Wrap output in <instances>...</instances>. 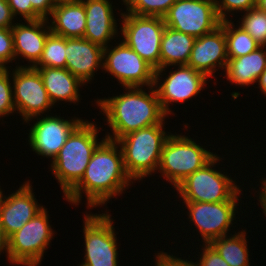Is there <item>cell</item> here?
<instances>
[{
	"instance_id": "obj_1",
	"label": "cell",
	"mask_w": 266,
	"mask_h": 266,
	"mask_svg": "<svg viewBox=\"0 0 266 266\" xmlns=\"http://www.w3.org/2000/svg\"><path fill=\"white\" fill-rule=\"evenodd\" d=\"M118 147L116 141L105 139L96 148L83 177L65 195L68 202L79 205L84 191L91 209L120 195L129 186L132 179L126 172L122 150H117Z\"/></svg>"
},
{
	"instance_id": "obj_2",
	"label": "cell",
	"mask_w": 266,
	"mask_h": 266,
	"mask_svg": "<svg viewBox=\"0 0 266 266\" xmlns=\"http://www.w3.org/2000/svg\"><path fill=\"white\" fill-rule=\"evenodd\" d=\"M151 86L150 94L140 87H125L128 92L109 99L97 100L98 106L106 115L114 137L108 133L106 139L117 141L126 134L163 124L167 117L160 105L156 90Z\"/></svg>"
},
{
	"instance_id": "obj_3",
	"label": "cell",
	"mask_w": 266,
	"mask_h": 266,
	"mask_svg": "<svg viewBox=\"0 0 266 266\" xmlns=\"http://www.w3.org/2000/svg\"><path fill=\"white\" fill-rule=\"evenodd\" d=\"M97 130L93 123L83 121L53 159L51 169L64 195L81 180L94 151L106 139L98 142Z\"/></svg>"
},
{
	"instance_id": "obj_4",
	"label": "cell",
	"mask_w": 266,
	"mask_h": 266,
	"mask_svg": "<svg viewBox=\"0 0 266 266\" xmlns=\"http://www.w3.org/2000/svg\"><path fill=\"white\" fill-rule=\"evenodd\" d=\"M162 127L163 124H155L116 141L121 146L124 167L132 180H141L158 170L162 148L169 136Z\"/></svg>"
},
{
	"instance_id": "obj_5",
	"label": "cell",
	"mask_w": 266,
	"mask_h": 266,
	"mask_svg": "<svg viewBox=\"0 0 266 266\" xmlns=\"http://www.w3.org/2000/svg\"><path fill=\"white\" fill-rule=\"evenodd\" d=\"M215 156L191 138L170 134L163 145L158 169L176 188L187 176L203 168Z\"/></svg>"
},
{
	"instance_id": "obj_6",
	"label": "cell",
	"mask_w": 266,
	"mask_h": 266,
	"mask_svg": "<svg viewBox=\"0 0 266 266\" xmlns=\"http://www.w3.org/2000/svg\"><path fill=\"white\" fill-rule=\"evenodd\" d=\"M220 157L217 155L203 168L187 176L176 190L184 202H212L238 200L240 190L227 175L214 170ZM213 168V169H212Z\"/></svg>"
},
{
	"instance_id": "obj_7",
	"label": "cell",
	"mask_w": 266,
	"mask_h": 266,
	"mask_svg": "<svg viewBox=\"0 0 266 266\" xmlns=\"http://www.w3.org/2000/svg\"><path fill=\"white\" fill-rule=\"evenodd\" d=\"M45 208L8 238L7 258L10 263L37 266L54 234Z\"/></svg>"
},
{
	"instance_id": "obj_8",
	"label": "cell",
	"mask_w": 266,
	"mask_h": 266,
	"mask_svg": "<svg viewBox=\"0 0 266 266\" xmlns=\"http://www.w3.org/2000/svg\"><path fill=\"white\" fill-rule=\"evenodd\" d=\"M121 16L123 41L154 70L159 69L161 39L166 27L163 17L132 13Z\"/></svg>"
},
{
	"instance_id": "obj_9",
	"label": "cell",
	"mask_w": 266,
	"mask_h": 266,
	"mask_svg": "<svg viewBox=\"0 0 266 266\" xmlns=\"http://www.w3.org/2000/svg\"><path fill=\"white\" fill-rule=\"evenodd\" d=\"M163 20L166 27L195 38L213 32L221 24L215 0H177Z\"/></svg>"
},
{
	"instance_id": "obj_10",
	"label": "cell",
	"mask_w": 266,
	"mask_h": 266,
	"mask_svg": "<svg viewBox=\"0 0 266 266\" xmlns=\"http://www.w3.org/2000/svg\"><path fill=\"white\" fill-rule=\"evenodd\" d=\"M110 214H87L84 221L85 261L80 266H118L117 243Z\"/></svg>"
},
{
	"instance_id": "obj_11",
	"label": "cell",
	"mask_w": 266,
	"mask_h": 266,
	"mask_svg": "<svg viewBox=\"0 0 266 266\" xmlns=\"http://www.w3.org/2000/svg\"><path fill=\"white\" fill-rule=\"evenodd\" d=\"M103 68L124 87L149 88L154 85L155 70L124 41L114 49L104 48Z\"/></svg>"
},
{
	"instance_id": "obj_12",
	"label": "cell",
	"mask_w": 266,
	"mask_h": 266,
	"mask_svg": "<svg viewBox=\"0 0 266 266\" xmlns=\"http://www.w3.org/2000/svg\"><path fill=\"white\" fill-rule=\"evenodd\" d=\"M15 109L28 122L53 106L39 72L33 67L18 66L13 71Z\"/></svg>"
},
{
	"instance_id": "obj_13",
	"label": "cell",
	"mask_w": 266,
	"mask_h": 266,
	"mask_svg": "<svg viewBox=\"0 0 266 266\" xmlns=\"http://www.w3.org/2000/svg\"><path fill=\"white\" fill-rule=\"evenodd\" d=\"M237 200L212 202H184L190 221L196 224L205 244L227 235L235 217Z\"/></svg>"
},
{
	"instance_id": "obj_14",
	"label": "cell",
	"mask_w": 266,
	"mask_h": 266,
	"mask_svg": "<svg viewBox=\"0 0 266 266\" xmlns=\"http://www.w3.org/2000/svg\"><path fill=\"white\" fill-rule=\"evenodd\" d=\"M37 122L31 126L29 143L38 155L55 158L70 134L83 122L80 119L64 120L57 116H37Z\"/></svg>"
},
{
	"instance_id": "obj_15",
	"label": "cell",
	"mask_w": 266,
	"mask_h": 266,
	"mask_svg": "<svg viewBox=\"0 0 266 266\" xmlns=\"http://www.w3.org/2000/svg\"><path fill=\"white\" fill-rule=\"evenodd\" d=\"M32 192L28 181L7 198L0 189V225L7 238L44 208L37 204Z\"/></svg>"
},
{
	"instance_id": "obj_16",
	"label": "cell",
	"mask_w": 266,
	"mask_h": 266,
	"mask_svg": "<svg viewBox=\"0 0 266 266\" xmlns=\"http://www.w3.org/2000/svg\"><path fill=\"white\" fill-rule=\"evenodd\" d=\"M208 77L188 65H179L171 71L164 82L157 87L156 93L164 114H171L170 102H184L200 93Z\"/></svg>"
},
{
	"instance_id": "obj_17",
	"label": "cell",
	"mask_w": 266,
	"mask_h": 266,
	"mask_svg": "<svg viewBox=\"0 0 266 266\" xmlns=\"http://www.w3.org/2000/svg\"><path fill=\"white\" fill-rule=\"evenodd\" d=\"M227 63L225 33L219 26L213 32L195 39L187 65L211 77L217 65L225 69Z\"/></svg>"
},
{
	"instance_id": "obj_18",
	"label": "cell",
	"mask_w": 266,
	"mask_h": 266,
	"mask_svg": "<svg viewBox=\"0 0 266 266\" xmlns=\"http://www.w3.org/2000/svg\"><path fill=\"white\" fill-rule=\"evenodd\" d=\"M66 69L83 83L103 67L104 48L85 38H66ZM100 65V66H99Z\"/></svg>"
},
{
	"instance_id": "obj_19",
	"label": "cell",
	"mask_w": 266,
	"mask_h": 266,
	"mask_svg": "<svg viewBox=\"0 0 266 266\" xmlns=\"http://www.w3.org/2000/svg\"><path fill=\"white\" fill-rule=\"evenodd\" d=\"M86 13L85 39L106 48L117 34V23L109 0H83Z\"/></svg>"
},
{
	"instance_id": "obj_20",
	"label": "cell",
	"mask_w": 266,
	"mask_h": 266,
	"mask_svg": "<svg viewBox=\"0 0 266 266\" xmlns=\"http://www.w3.org/2000/svg\"><path fill=\"white\" fill-rule=\"evenodd\" d=\"M47 20H27V25L17 23L11 28L15 57L23 56L32 63L25 67H34L41 58L46 38L51 33L50 26L45 27L49 23Z\"/></svg>"
},
{
	"instance_id": "obj_21",
	"label": "cell",
	"mask_w": 266,
	"mask_h": 266,
	"mask_svg": "<svg viewBox=\"0 0 266 266\" xmlns=\"http://www.w3.org/2000/svg\"><path fill=\"white\" fill-rule=\"evenodd\" d=\"M195 39L192 35L165 27L161 39L160 68L155 70L153 86L157 87L159 77L167 66L187 65Z\"/></svg>"
},
{
	"instance_id": "obj_22",
	"label": "cell",
	"mask_w": 266,
	"mask_h": 266,
	"mask_svg": "<svg viewBox=\"0 0 266 266\" xmlns=\"http://www.w3.org/2000/svg\"><path fill=\"white\" fill-rule=\"evenodd\" d=\"M33 68L39 72L53 105L59 100L74 103L80 100L78 88L84 83L72 75L66 68Z\"/></svg>"
},
{
	"instance_id": "obj_23",
	"label": "cell",
	"mask_w": 266,
	"mask_h": 266,
	"mask_svg": "<svg viewBox=\"0 0 266 266\" xmlns=\"http://www.w3.org/2000/svg\"><path fill=\"white\" fill-rule=\"evenodd\" d=\"M51 33L65 38H83L86 29V13L82 2L62 4L52 10Z\"/></svg>"
},
{
	"instance_id": "obj_24",
	"label": "cell",
	"mask_w": 266,
	"mask_h": 266,
	"mask_svg": "<svg viewBox=\"0 0 266 266\" xmlns=\"http://www.w3.org/2000/svg\"><path fill=\"white\" fill-rule=\"evenodd\" d=\"M263 48L265 46L241 57L228 58L225 68L227 79L241 86L254 84L266 68V51Z\"/></svg>"
},
{
	"instance_id": "obj_25",
	"label": "cell",
	"mask_w": 266,
	"mask_h": 266,
	"mask_svg": "<svg viewBox=\"0 0 266 266\" xmlns=\"http://www.w3.org/2000/svg\"><path fill=\"white\" fill-rule=\"evenodd\" d=\"M232 237L225 235L213 240L210 245L220 254L229 266H250L245 231ZM227 236V237H226Z\"/></svg>"
},
{
	"instance_id": "obj_26",
	"label": "cell",
	"mask_w": 266,
	"mask_h": 266,
	"mask_svg": "<svg viewBox=\"0 0 266 266\" xmlns=\"http://www.w3.org/2000/svg\"><path fill=\"white\" fill-rule=\"evenodd\" d=\"M232 24L228 19L220 24L225 33L228 58L247 55L261 46L242 27L234 29Z\"/></svg>"
},
{
	"instance_id": "obj_27",
	"label": "cell",
	"mask_w": 266,
	"mask_h": 266,
	"mask_svg": "<svg viewBox=\"0 0 266 266\" xmlns=\"http://www.w3.org/2000/svg\"><path fill=\"white\" fill-rule=\"evenodd\" d=\"M66 38L50 33L44 49L34 67L66 68Z\"/></svg>"
},
{
	"instance_id": "obj_28",
	"label": "cell",
	"mask_w": 266,
	"mask_h": 266,
	"mask_svg": "<svg viewBox=\"0 0 266 266\" xmlns=\"http://www.w3.org/2000/svg\"><path fill=\"white\" fill-rule=\"evenodd\" d=\"M177 0H123L127 13L164 17Z\"/></svg>"
},
{
	"instance_id": "obj_29",
	"label": "cell",
	"mask_w": 266,
	"mask_h": 266,
	"mask_svg": "<svg viewBox=\"0 0 266 266\" xmlns=\"http://www.w3.org/2000/svg\"><path fill=\"white\" fill-rule=\"evenodd\" d=\"M240 27L261 46H266V13L254 7L245 12Z\"/></svg>"
},
{
	"instance_id": "obj_30",
	"label": "cell",
	"mask_w": 266,
	"mask_h": 266,
	"mask_svg": "<svg viewBox=\"0 0 266 266\" xmlns=\"http://www.w3.org/2000/svg\"><path fill=\"white\" fill-rule=\"evenodd\" d=\"M9 74L7 67L0 68V117L16 111Z\"/></svg>"
},
{
	"instance_id": "obj_31",
	"label": "cell",
	"mask_w": 266,
	"mask_h": 266,
	"mask_svg": "<svg viewBox=\"0 0 266 266\" xmlns=\"http://www.w3.org/2000/svg\"><path fill=\"white\" fill-rule=\"evenodd\" d=\"M257 0H215L217 13L221 21H226V14L232 11H248L256 7ZM227 12V13H226Z\"/></svg>"
},
{
	"instance_id": "obj_32",
	"label": "cell",
	"mask_w": 266,
	"mask_h": 266,
	"mask_svg": "<svg viewBox=\"0 0 266 266\" xmlns=\"http://www.w3.org/2000/svg\"><path fill=\"white\" fill-rule=\"evenodd\" d=\"M15 59L12 30L0 28V68H6L5 64Z\"/></svg>"
},
{
	"instance_id": "obj_33",
	"label": "cell",
	"mask_w": 266,
	"mask_h": 266,
	"mask_svg": "<svg viewBox=\"0 0 266 266\" xmlns=\"http://www.w3.org/2000/svg\"><path fill=\"white\" fill-rule=\"evenodd\" d=\"M11 8L12 14L15 17L17 14L23 16L27 20H38L42 17L32 8L29 0H7Z\"/></svg>"
},
{
	"instance_id": "obj_34",
	"label": "cell",
	"mask_w": 266,
	"mask_h": 266,
	"mask_svg": "<svg viewBox=\"0 0 266 266\" xmlns=\"http://www.w3.org/2000/svg\"><path fill=\"white\" fill-rule=\"evenodd\" d=\"M204 245L200 262L194 263L195 266H229L210 244Z\"/></svg>"
},
{
	"instance_id": "obj_35",
	"label": "cell",
	"mask_w": 266,
	"mask_h": 266,
	"mask_svg": "<svg viewBox=\"0 0 266 266\" xmlns=\"http://www.w3.org/2000/svg\"><path fill=\"white\" fill-rule=\"evenodd\" d=\"M156 264V266H195L194 262L176 258L173 255H168L167 252H160L156 255Z\"/></svg>"
},
{
	"instance_id": "obj_36",
	"label": "cell",
	"mask_w": 266,
	"mask_h": 266,
	"mask_svg": "<svg viewBox=\"0 0 266 266\" xmlns=\"http://www.w3.org/2000/svg\"><path fill=\"white\" fill-rule=\"evenodd\" d=\"M32 8L44 19H48L55 7L53 0H29Z\"/></svg>"
},
{
	"instance_id": "obj_37",
	"label": "cell",
	"mask_w": 266,
	"mask_h": 266,
	"mask_svg": "<svg viewBox=\"0 0 266 266\" xmlns=\"http://www.w3.org/2000/svg\"><path fill=\"white\" fill-rule=\"evenodd\" d=\"M14 18L11 8L7 0H0V28L11 29L14 25L12 19Z\"/></svg>"
},
{
	"instance_id": "obj_38",
	"label": "cell",
	"mask_w": 266,
	"mask_h": 266,
	"mask_svg": "<svg viewBox=\"0 0 266 266\" xmlns=\"http://www.w3.org/2000/svg\"><path fill=\"white\" fill-rule=\"evenodd\" d=\"M262 179H264L262 182L263 185L261 186V187H263V189L259 194L260 195L259 201H260V204L263 208V213H265V216H266V179L265 178H262Z\"/></svg>"
},
{
	"instance_id": "obj_39",
	"label": "cell",
	"mask_w": 266,
	"mask_h": 266,
	"mask_svg": "<svg viewBox=\"0 0 266 266\" xmlns=\"http://www.w3.org/2000/svg\"><path fill=\"white\" fill-rule=\"evenodd\" d=\"M6 251L8 250V238L5 236L3 229L1 228L0 225V252L2 251Z\"/></svg>"
},
{
	"instance_id": "obj_40",
	"label": "cell",
	"mask_w": 266,
	"mask_h": 266,
	"mask_svg": "<svg viewBox=\"0 0 266 266\" xmlns=\"http://www.w3.org/2000/svg\"><path fill=\"white\" fill-rule=\"evenodd\" d=\"M259 83L260 90L266 94V68L261 73V75L258 77L257 81Z\"/></svg>"
},
{
	"instance_id": "obj_41",
	"label": "cell",
	"mask_w": 266,
	"mask_h": 266,
	"mask_svg": "<svg viewBox=\"0 0 266 266\" xmlns=\"http://www.w3.org/2000/svg\"><path fill=\"white\" fill-rule=\"evenodd\" d=\"M82 1L83 0H53L55 6L62 5V4H76Z\"/></svg>"
},
{
	"instance_id": "obj_42",
	"label": "cell",
	"mask_w": 266,
	"mask_h": 266,
	"mask_svg": "<svg viewBox=\"0 0 266 266\" xmlns=\"http://www.w3.org/2000/svg\"><path fill=\"white\" fill-rule=\"evenodd\" d=\"M256 7L266 13V0H257Z\"/></svg>"
}]
</instances>
